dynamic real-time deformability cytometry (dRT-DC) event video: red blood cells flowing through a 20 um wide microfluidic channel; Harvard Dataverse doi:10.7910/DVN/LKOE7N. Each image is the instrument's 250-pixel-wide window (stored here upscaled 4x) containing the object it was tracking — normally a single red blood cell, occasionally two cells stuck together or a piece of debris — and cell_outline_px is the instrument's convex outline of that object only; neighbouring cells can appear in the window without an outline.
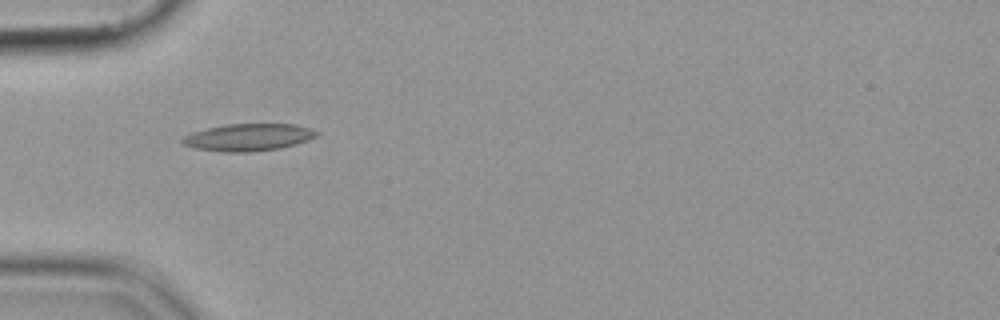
{"species": "common noctule bat (a hibernating species)", "species_latin": "Nyctalus noctula", "temperature_condition": "cold", "stored_images_in_passage": 4, "camera_frame_rate_fps": 3000, "um_per_image_px": 0.085, "animal": {"sex": "female", "body_mass_g": 19.9}, "frame": {"image": 1, "passage_image": 1, "time_ms": 0.0, "image_size_px": [1000, 320], "cell_outline_px": [[320, 132], [316, 136], [308, 140], [296, 144], [280, 148], [248, 152], [224, 152], [196, 148], [184, 144], [180, 140], [184, 136], [192, 132], [204, 128], [228, 124], [292, 124], [312, 128]], "centroid_in_image_um": [21.12, 11.66], "position_along_channel_um": 63.9, "area_um2": 21.27}}
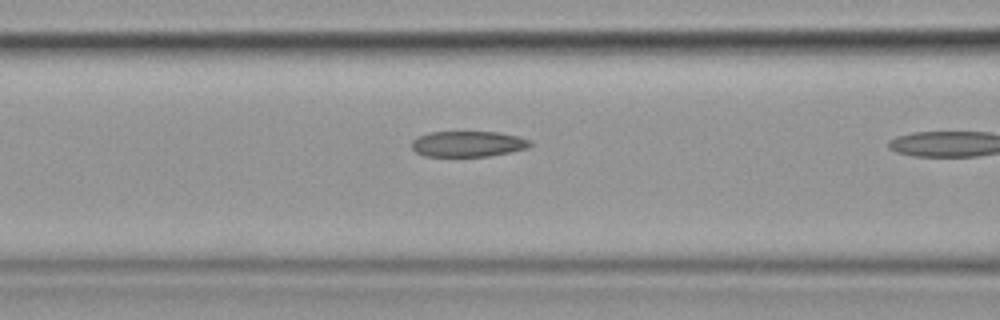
{"frame": {"image": 2, "passage_image": 3, "time_ms": 0.667, "image_size_px": [1000, 320], "cell_outline_px": [[532, 144], [528, 148], [488, 156], [424, 156], [416, 152], [412, 148], [412, 140], [428, 132], [500, 132], [532, 140]], "centroid_in_image_um": [39.78, 12.23], "position_along_channel_um": 126.8, "area_um2": 17.69}}